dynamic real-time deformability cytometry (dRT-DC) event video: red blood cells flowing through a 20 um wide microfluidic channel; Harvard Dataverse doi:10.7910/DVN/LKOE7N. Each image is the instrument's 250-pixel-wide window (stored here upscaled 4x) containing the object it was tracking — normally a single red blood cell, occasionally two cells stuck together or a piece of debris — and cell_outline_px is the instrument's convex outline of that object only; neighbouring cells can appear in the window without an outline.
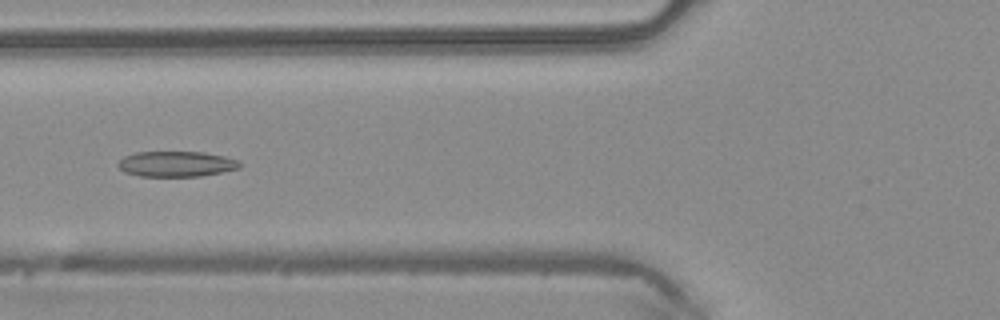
{"species": "common noctule bat (a hibernating species)", "species_latin": "Nyctalus noctula", "temperature_condition": "warm", "stored_images_in_passage": 50, "camera_frame_rate_fps": 3000, "um_per_image_px": 0.085, "animal": {"sex": "male", "body_mass_g": 20.4}, "frame": {"image": 1, "passage_image": 19, "time_ms": 6.0, "image_size_px": [1000, 320], "cell_outline_px": [[240, 168], [200, 176], [140, 176], [124, 172], [116, 164], [124, 156], [136, 152], [204, 152], [224, 156], [240, 160]], "centroid_in_image_um": [14.98, 13.93], "position_along_channel_um": 110.8, "area_um2": 18.03}}
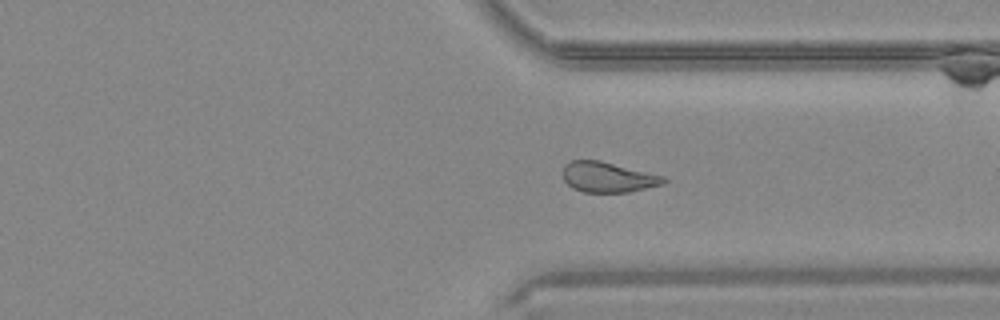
{"frame": {"image": 2, "passage_image": 37, "time_ms": 12.0, "image_size_px": [1000, 320], "cell_outline_px": [[668, 180], [664, 184], [628, 192], [584, 192], [572, 188], [564, 180], [560, 172], [564, 164], [572, 160], [600, 160], [664, 176]], "centroid_in_image_um": [51.63, 15.05], "position_along_channel_um": 359.8, "area_um2": 17.98}}
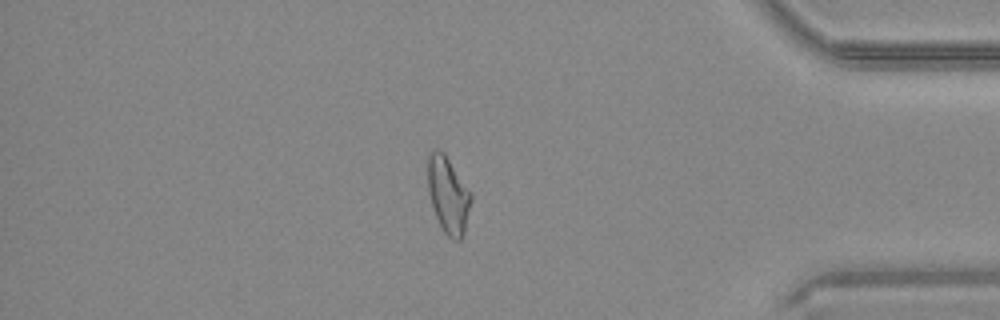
{"frame": {"image": 3, "passage_image": 42, "time_ms": 13.667, "image_size_px": [1000, 320], "cell_outline_px": [[472, 200], [464, 232], [460, 240], [452, 240], [444, 232], [436, 216], [428, 192], [428, 152], [436, 148], [440, 148], [444, 152], [472, 192]], "centroid_in_image_um": [38.1, 16.53], "position_along_channel_um": 397.1, "area_um2": 19.48}, "authors_computed_cell_mechanics": {"area_um2": 19.5942, "velocity_mm_per_s": 4.1498, "shape_relaxation_time_tau1_ms": null, "shape_relaxation_time_tau2_ms": 2.1579, "deformation_change_tau1": null, "deformation_change_tau2": 0.0911}}